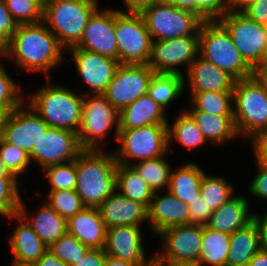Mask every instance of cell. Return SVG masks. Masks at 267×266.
<instances>
[{"instance_id": "cell-1", "label": "cell", "mask_w": 267, "mask_h": 266, "mask_svg": "<svg viewBox=\"0 0 267 266\" xmlns=\"http://www.w3.org/2000/svg\"><path fill=\"white\" fill-rule=\"evenodd\" d=\"M65 50L42 20L18 25L6 57L12 58L22 71L44 73L49 78V71L62 62Z\"/></svg>"}, {"instance_id": "cell-2", "label": "cell", "mask_w": 267, "mask_h": 266, "mask_svg": "<svg viewBox=\"0 0 267 266\" xmlns=\"http://www.w3.org/2000/svg\"><path fill=\"white\" fill-rule=\"evenodd\" d=\"M104 150H83L75 159V191L86 207H99L117 190V161Z\"/></svg>"}, {"instance_id": "cell-3", "label": "cell", "mask_w": 267, "mask_h": 266, "mask_svg": "<svg viewBox=\"0 0 267 266\" xmlns=\"http://www.w3.org/2000/svg\"><path fill=\"white\" fill-rule=\"evenodd\" d=\"M47 86L34 92L27 105L35 111L49 127L63 128L78 133L83 111L84 95L74 93L63 85Z\"/></svg>"}, {"instance_id": "cell-4", "label": "cell", "mask_w": 267, "mask_h": 266, "mask_svg": "<svg viewBox=\"0 0 267 266\" xmlns=\"http://www.w3.org/2000/svg\"><path fill=\"white\" fill-rule=\"evenodd\" d=\"M97 0H47L43 21L65 48L75 46L81 39L88 20L98 8Z\"/></svg>"}, {"instance_id": "cell-5", "label": "cell", "mask_w": 267, "mask_h": 266, "mask_svg": "<svg viewBox=\"0 0 267 266\" xmlns=\"http://www.w3.org/2000/svg\"><path fill=\"white\" fill-rule=\"evenodd\" d=\"M234 124L239 137L250 141L267 133V91L253 77L235 80L233 86Z\"/></svg>"}, {"instance_id": "cell-6", "label": "cell", "mask_w": 267, "mask_h": 266, "mask_svg": "<svg viewBox=\"0 0 267 266\" xmlns=\"http://www.w3.org/2000/svg\"><path fill=\"white\" fill-rule=\"evenodd\" d=\"M199 55L235 80L253 76V68L235 47L227 29L218 21H203L199 29Z\"/></svg>"}, {"instance_id": "cell-7", "label": "cell", "mask_w": 267, "mask_h": 266, "mask_svg": "<svg viewBox=\"0 0 267 266\" xmlns=\"http://www.w3.org/2000/svg\"><path fill=\"white\" fill-rule=\"evenodd\" d=\"M117 141L120 147L115 153L113 151L117 164L132 166L137 160L158 158L169 152L168 124L119 129Z\"/></svg>"}, {"instance_id": "cell-8", "label": "cell", "mask_w": 267, "mask_h": 266, "mask_svg": "<svg viewBox=\"0 0 267 266\" xmlns=\"http://www.w3.org/2000/svg\"><path fill=\"white\" fill-rule=\"evenodd\" d=\"M153 41L199 36L203 20L194 12L171 3H153L139 12Z\"/></svg>"}, {"instance_id": "cell-9", "label": "cell", "mask_w": 267, "mask_h": 266, "mask_svg": "<svg viewBox=\"0 0 267 266\" xmlns=\"http://www.w3.org/2000/svg\"><path fill=\"white\" fill-rule=\"evenodd\" d=\"M115 35L120 64H148L153 40L139 12L115 10Z\"/></svg>"}, {"instance_id": "cell-10", "label": "cell", "mask_w": 267, "mask_h": 266, "mask_svg": "<svg viewBox=\"0 0 267 266\" xmlns=\"http://www.w3.org/2000/svg\"><path fill=\"white\" fill-rule=\"evenodd\" d=\"M114 124L117 140L119 112L103 94H84L81 124L78 130L80 147L83 150H102L99 144L105 140L104 137Z\"/></svg>"}, {"instance_id": "cell-11", "label": "cell", "mask_w": 267, "mask_h": 266, "mask_svg": "<svg viewBox=\"0 0 267 266\" xmlns=\"http://www.w3.org/2000/svg\"><path fill=\"white\" fill-rule=\"evenodd\" d=\"M154 73L148 64H120L103 95L119 112L147 94Z\"/></svg>"}, {"instance_id": "cell-12", "label": "cell", "mask_w": 267, "mask_h": 266, "mask_svg": "<svg viewBox=\"0 0 267 266\" xmlns=\"http://www.w3.org/2000/svg\"><path fill=\"white\" fill-rule=\"evenodd\" d=\"M228 31L244 60L254 68L267 42V27L249 19L242 12L229 11L218 20Z\"/></svg>"}, {"instance_id": "cell-13", "label": "cell", "mask_w": 267, "mask_h": 266, "mask_svg": "<svg viewBox=\"0 0 267 266\" xmlns=\"http://www.w3.org/2000/svg\"><path fill=\"white\" fill-rule=\"evenodd\" d=\"M198 55L199 36H185L153 41L148 65L155 73L184 76L177 67L186 65L188 70L190 64Z\"/></svg>"}, {"instance_id": "cell-14", "label": "cell", "mask_w": 267, "mask_h": 266, "mask_svg": "<svg viewBox=\"0 0 267 266\" xmlns=\"http://www.w3.org/2000/svg\"><path fill=\"white\" fill-rule=\"evenodd\" d=\"M82 151L78 133L68 129L49 127L34 146L29 157L31 162L35 161L44 170L49 166L74 161Z\"/></svg>"}, {"instance_id": "cell-15", "label": "cell", "mask_w": 267, "mask_h": 266, "mask_svg": "<svg viewBox=\"0 0 267 266\" xmlns=\"http://www.w3.org/2000/svg\"><path fill=\"white\" fill-rule=\"evenodd\" d=\"M203 225H177L162 230L163 250L154 254V261H179L198 263L202 245Z\"/></svg>"}, {"instance_id": "cell-16", "label": "cell", "mask_w": 267, "mask_h": 266, "mask_svg": "<svg viewBox=\"0 0 267 266\" xmlns=\"http://www.w3.org/2000/svg\"><path fill=\"white\" fill-rule=\"evenodd\" d=\"M26 103L9 112L1 138L30 154L49 126ZM25 109L28 110H24ZM27 107V108H26Z\"/></svg>"}, {"instance_id": "cell-17", "label": "cell", "mask_w": 267, "mask_h": 266, "mask_svg": "<svg viewBox=\"0 0 267 266\" xmlns=\"http://www.w3.org/2000/svg\"><path fill=\"white\" fill-rule=\"evenodd\" d=\"M118 60L115 9L97 8L90 16L80 41L73 47Z\"/></svg>"}, {"instance_id": "cell-18", "label": "cell", "mask_w": 267, "mask_h": 266, "mask_svg": "<svg viewBox=\"0 0 267 266\" xmlns=\"http://www.w3.org/2000/svg\"><path fill=\"white\" fill-rule=\"evenodd\" d=\"M75 62L83 83L89 88L87 94H103L120 65L118 60L80 48H67Z\"/></svg>"}, {"instance_id": "cell-19", "label": "cell", "mask_w": 267, "mask_h": 266, "mask_svg": "<svg viewBox=\"0 0 267 266\" xmlns=\"http://www.w3.org/2000/svg\"><path fill=\"white\" fill-rule=\"evenodd\" d=\"M143 232L140 226L125 225L107 228L104 251L106 255L127 261L135 266H154V256H145Z\"/></svg>"}, {"instance_id": "cell-20", "label": "cell", "mask_w": 267, "mask_h": 266, "mask_svg": "<svg viewBox=\"0 0 267 266\" xmlns=\"http://www.w3.org/2000/svg\"><path fill=\"white\" fill-rule=\"evenodd\" d=\"M147 209L149 227L156 235L166 228L189 224L188 205L168 190L162 196L154 192Z\"/></svg>"}, {"instance_id": "cell-21", "label": "cell", "mask_w": 267, "mask_h": 266, "mask_svg": "<svg viewBox=\"0 0 267 266\" xmlns=\"http://www.w3.org/2000/svg\"><path fill=\"white\" fill-rule=\"evenodd\" d=\"M100 216L107 228L114 226H140L148 221V209L115 191L99 207Z\"/></svg>"}, {"instance_id": "cell-22", "label": "cell", "mask_w": 267, "mask_h": 266, "mask_svg": "<svg viewBox=\"0 0 267 266\" xmlns=\"http://www.w3.org/2000/svg\"><path fill=\"white\" fill-rule=\"evenodd\" d=\"M186 72L190 93L233 92L235 79L200 55L190 64Z\"/></svg>"}, {"instance_id": "cell-23", "label": "cell", "mask_w": 267, "mask_h": 266, "mask_svg": "<svg viewBox=\"0 0 267 266\" xmlns=\"http://www.w3.org/2000/svg\"><path fill=\"white\" fill-rule=\"evenodd\" d=\"M67 232L89 249H103L107 227L97 207H85L67 220Z\"/></svg>"}, {"instance_id": "cell-24", "label": "cell", "mask_w": 267, "mask_h": 266, "mask_svg": "<svg viewBox=\"0 0 267 266\" xmlns=\"http://www.w3.org/2000/svg\"><path fill=\"white\" fill-rule=\"evenodd\" d=\"M245 196L236 195L213 211L206 226L231 235L252 222L254 213L249 212L250 203Z\"/></svg>"}, {"instance_id": "cell-25", "label": "cell", "mask_w": 267, "mask_h": 266, "mask_svg": "<svg viewBox=\"0 0 267 266\" xmlns=\"http://www.w3.org/2000/svg\"><path fill=\"white\" fill-rule=\"evenodd\" d=\"M9 218L19 220L9 239L14 255L13 263L35 264L49 250V247L20 215L14 214L9 216Z\"/></svg>"}, {"instance_id": "cell-26", "label": "cell", "mask_w": 267, "mask_h": 266, "mask_svg": "<svg viewBox=\"0 0 267 266\" xmlns=\"http://www.w3.org/2000/svg\"><path fill=\"white\" fill-rule=\"evenodd\" d=\"M39 209L33 217H28L29 213H27L28 211L21 198L17 214L29 224L39 238L49 247L67 233V220L54 211L47 203L42 204Z\"/></svg>"}, {"instance_id": "cell-27", "label": "cell", "mask_w": 267, "mask_h": 266, "mask_svg": "<svg viewBox=\"0 0 267 266\" xmlns=\"http://www.w3.org/2000/svg\"><path fill=\"white\" fill-rule=\"evenodd\" d=\"M151 124H169L165 110L148 94L119 111V129H133Z\"/></svg>"}, {"instance_id": "cell-28", "label": "cell", "mask_w": 267, "mask_h": 266, "mask_svg": "<svg viewBox=\"0 0 267 266\" xmlns=\"http://www.w3.org/2000/svg\"><path fill=\"white\" fill-rule=\"evenodd\" d=\"M195 121L207 142L223 145L238 138L234 116L212 115L200 111H186Z\"/></svg>"}, {"instance_id": "cell-29", "label": "cell", "mask_w": 267, "mask_h": 266, "mask_svg": "<svg viewBox=\"0 0 267 266\" xmlns=\"http://www.w3.org/2000/svg\"><path fill=\"white\" fill-rule=\"evenodd\" d=\"M205 172L198 164L187 161L178 170L172 171L168 191L189 205L200 194L201 180Z\"/></svg>"}, {"instance_id": "cell-30", "label": "cell", "mask_w": 267, "mask_h": 266, "mask_svg": "<svg viewBox=\"0 0 267 266\" xmlns=\"http://www.w3.org/2000/svg\"><path fill=\"white\" fill-rule=\"evenodd\" d=\"M259 250V233L252 221L230 235L226 266H248L249 261Z\"/></svg>"}, {"instance_id": "cell-31", "label": "cell", "mask_w": 267, "mask_h": 266, "mask_svg": "<svg viewBox=\"0 0 267 266\" xmlns=\"http://www.w3.org/2000/svg\"><path fill=\"white\" fill-rule=\"evenodd\" d=\"M230 248V235L203 225L202 245L199 253L200 266H226Z\"/></svg>"}, {"instance_id": "cell-32", "label": "cell", "mask_w": 267, "mask_h": 266, "mask_svg": "<svg viewBox=\"0 0 267 266\" xmlns=\"http://www.w3.org/2000/svg\"><path fill=\"white\" fill-rule=\"evenodd\" d=\"M185 77L179 74L154 73L147 94L166 110L184 92Z\"/></svg>"}, {"instance_id": "cell-33", "label": "cell", "mask_w": 267, "mask_h": 266, "mask_svg": "<svg viewBox=\"0 0 267 266\" xmlns=\"http://www.w3.org/2000/svg\"><path fill=\"white\" fill-rule=\"evenodd\" d=\"M116 175L117 191L148 208L154 192L135 169L132 166L117 164Z\"/></svg>"}, {"instance_id": "cell-34", "label": "cell", "mask_w": 267, "mask_h": 266, "mask_svg": "<svg viewBox=\"0 0 267 266\" xmlns=\"http://www.w3.org/2000/svg\"><path fill=\"white\" fill-rule=\"evenodd\" d=\"M175 119L173 126L168 124V151H173L170 150L173 141L186 149H196L207 142L195 121L184 109Z\"/></svg>"}, {"instance_id": "cell-35", "label": "cell", "mask_w": 267, "mask_h": 266, "mask_svg": "<svg viewBox=\"0 0 267 266\" xmlns=\"http://www.w3.org/2000/svg\"><path fill=\"white\" fill-rule=\"evenodd\" d=\"M192 107L185 111H200L212 115L233 116V92L190 93Z\"/></svg>"}, {"instance_id": "cell-36", "label": "cell", "mask_w": 267, "mask_h": 266, "mask_svg": "<svg viewBox=\"0 0 267 266\" xmlns=\"http://www.w3.org/2000/svg\"><path fill=\"white\" fill-rule=\"evenodd\" d=\"M167 154L168 152L161 157L136 162L132 165L153 192H159L165 187L168 190L172 171L170 164L165 159Z\"/></svg>"}, {"instance_id": "cell-37", "label": "cell", "mask_w": 267, "mask_h": 266, "mask_svg": "<svg viewBox=\"0 0 267 266\" xmlns=\"http://www.w3.org/2000/svg\"><path fill=\"white\" fill-rule=\"evenodd\" d=\"M234 190L233 185L227 182L225 178L203 174L200 194L213 210L220 208L225 202L234 197L236 195Z\"/></svg>"}, {"instance_id": "cell-38", "label": "cell", "mask_w": 267, "mask_h": 266, "mask_svg": "<svg viewBox=\"0 0 267 266\" xmlns=\"http://www.w3.org/2000/svg\"><path fill=\"white\" fill-rule=\"evenodd\" d=\"M173 5L196 13L203 21L223 18L229 11V0H173Z\"/></svg>"}, {"instance_id": "cell-39", "label": "cell", "mask_w": 267, "mask_h": 266, "mask_svg": "<svg viewBox=\"0 0 267 266\" xmlns=\"http://www.w3.org/2000/svg\"><path fill=\"white\" fill-rule=\"evenodd\" d=\"M47 197L46 203L66 220L86 207L75 190L49 191Z\"/></svg>"}, {"instance_id": "cell-40", "label": "cell", "mask_w": 267, "mask_h": 266, "mask_svg": "<svg viewBox=\"0 0 267 266\" xmlns=\"http://www.w3.org/2000/svg\"><path fill=\"white\" fill-rule=\"evenodd\" d=\"M13 19L20 24L36 23L43 20L47 0H4Z\"/></svg>"}, {"instance_id": "cell-41", "label": "cell", "mask_w": 267, "mask_h": 266, "mask_svg": "<svg viewBox=\"0 0 267 266\" xmlns=\"http://www.w3.org/2000/svg\"><path fill=\"white\" fill-rule=\"evenodd\" d=\"M43 172L51 185L49 191L75 190L77 185L75 160L46 167Z\"/></svg>"}, {"instance_id": "cell-42", "label": "cell", "mask_w": 267, "mask_h": 266, "mask_svg": "<svg viewBox=\"0 0 267 266\" xmlns=\"http://www.w3.org/2000/svg\"><path fill=\"white\" fill-rule=\"evenodd\" d=\"M89 250L68 232L49 246V251L69 266L78 263V260L84 257Z\"/></svg>"}, {"instance_id": "cell-43", "label": "cell", "mask_w": 267, "mask_h": 266, "mask_svg": "<svg viewBox=\"0 0 267 266\" xmlns=\"http://www.w3.org/2000/svg\"><path fill=\"white\" fill-rule=\"evenodd\" d=\"M18 184L15 176H0V215L17 214L21 200Z\"/></svg>"}, {"instance_id": "cell-44", "label": "cell", "mask_w": 267, "mask_h": 266, "mask_svg": "<svg viewBox=\"0 0 267 266\" xmlns=\"http://www.w3.org/2000/svg\"><path fill=\"white\" fill-rule=\"evenodd\" d=\"M0 158L9 173L13 174L17 179L19 175L25 172L31 163L29 154L23 149L5 142L0 137Z\"/></svg>"}, {"instance_id": "cell-45", "label": "cell", "mask_w": 267, "mask_h": 266, "mask_svg": "<svg viewBox=\"0 0 267 266\" xmlns=\"http://www.w3.org/2000/svg\"><path fill=\"white\" fill-rule=\"evenodd\" d=\"M24 96L5 68H0V106L11 112L24 103Z\"/></svg>"}, {"instance_id": "cell-46", "label": "cell", "mask_w": 267, "mask_h": 266, "mask_svg": "<svg viewBox=\"0 0 267 266\" xmlns=\"http://www.w3.org/2000/svg\"><path fill=\"white\" fill-rule=\"evenodd\" d=\"M189 224L206 225L210 216L213 213V209L208 206L205 199L201 195L194 199L189 205Z\"/></svg>"}, {"instance_id": "cell-47", "label": "cell", "mask_w": 267, "mask_h": 266, "mask_svg": "<svg viewBox=\"0 0 267 266\" xmlns=\"http://www.w3.org/2000/svg\"><path fill=\"white\" fill-rule=\"evenodd\" d=\"M257 174L251 180L249 190L256 198L267 199V167L261 166L257 161Z\"/></svg>"}, {"instance_id": "cell-48", "label": "cell", "mask_w": 267, "mask_h": 266, "mask_svg": "<svg viewBox=\"0 0 267 266\" xmlns=\"http://www.w3.org/2000/svg\"><path fill=\"white\" fill-rule=\"evenodd\" d=\"M242 13L254 22L267 27V0L251 3Z\"/></svg>"}, {"instance_id": "cell-49", "label": "cell", "mask_w": 267, "mask_h": 266, "mask_svg": "<svg viewBox=\"0 0 267 266\" xmlns=\"http://www.w3.org/2000/svg\"><path fill=\"white\" fill-rule=\"evenodd\" d=\"M18 24L11 16L4 0H0V30L9 38L17 30Z\"/></svg>"}, {"instance_id": "cell-50", "label": "cell", "mask_w": 267, "mask_h": 266, "mask_svg": "<svg viewBox=\"0 0 267 266\" xmlns=\"http://www.w3.org/2000/svg\"><path fill=\"white\" fill-rule=\"evenodd\" d=\"M255 160L264 167H267V133L254 137L251 141Z\"/></svg>"}, {"instance_id": "cell-51", "label": "cell", "mask_w": 267, "mask_h": 266, "mask_svg": "<svg viewBox=\"0 0 267 266\" xmlns=\"http://www.w3.org/2000/svg\"><path fill=\"white\" fill-rule=\"evenodd\" d=\"M106 253L104 249H90L78 263L72 266H104Z\"/></svg>"}, {"instance_id": "cell-52", "label": "cell", "mask_w": 267, "mask_h": 266, "mask_svg": "<svg viewBox=\"0 0 267 266\" xmlns=\"http://www.w3.org/2000/svg\"><path fill=\"white\" fill-rule=\"evenodd\" d=\"M252 221L258 229L260 250L267 253V213L264 216L254 213Z\"/></svg>"}, {"instance_id": "cell-53", "label": "cell", "mask_w": 267, "mask_h": 266, "mask_svg": "<svg viewBox=\"0 0 267 266\" xmlns=\"http://www.w3.org/2000/svg\"><path fill=\"white\" fill-rule=\"evenodd\" d=\"M36 266H69L51 251L47 250L35 263Z\"/></svg>"}, {"instance_id": "cell-54", "label": "cell", "mask_w": 267, "mask_h": 266, "mask_svg": "<svg viewBox=\"0 0 267 266\" xmlns=\"http://www.w3.org/2000/svg\"><path fill=\"white\" fill-rule=\"evenodd\" d=\"M126 12H140L147 6L153 4V0H123Z\"/></svg>"}, {"instance_id": "cell-55", "label": "cell", "mask_w": 267, "mask_h": 266, "mask_svg": "<svg viewBox=\"0 0 267 266\" xmlns=\"http://www.w3.org/2000/svg\"><path fill=\"white\" fill-rule=\"evenodd\" d=\"M253 77L264 87L267 91V66H255L253 68Z\"/></svg>"}, {"instance_id": "cell-56", "label": "cell", "mask_w": 267, "mask_h": 266, "mask_svg": "<svg viewBox=\"0 0 267 266\" xmlns=\"http://www.w3.org/2000/svg\"><path fill=\"white\" fill-rule=\"evenodd\" d=\"M255 1L257 0H229L230 11L242 12L246 7Z\"/></svg>"}, {"instance_id": "cell-57", "label": "cell", "mask_w": 267, "mask_h": 266, "mask_svg": "<svg viewBox=\"0 0 267 266\" xmlns=\"http://www.w3.org/2000/svg\"><path fill=\"white\" fill-rule=\"evenodd\" d=\"M248 266H267V253L259 250L249 261Z\"/></svg>"}, {"instance_id": "cell-58", "label": "cell", "mask_w": 267, "mask_h": 266, "mask_svg": "<svg viewBox=\"0 0 267 266\" xmlns=\"http://www.w3.org/2000/svg\"><path fill=\"white\" fill-rule=\"evenodd\" d=\"M104 266H135L127 261H124L119 258H115L110 255H106L105 265Z\"/></svg>"}, {"instance_id": "cell-59", "label": "cell", "mask_w": 267, "mask_h": 266, "mask_svg": "<svg viewBox=\"0 0 267 266\" xmlns=\"http://www.w3.org/2000/svg\"><path fill=\"white\" fill-rule=\"evenodd\" d=\"M154 266H200L194 262L154 261Z\"/></svg>"}, {"instance_id": "cell-60", "label": "cell", "mask_w": 267, "mask_h": 266, "mask_svg": "<svg viewBox=\"0 0 267 266\" xmlns=\"http://www.w3.org/2000/svg\"><path fill=\"white\" fill-rule=\"evenodd\" d=\"M10 39L0 30V50L6 55Z\"/></svg>"}, {"instance_id": "cell-61", "label": "cell", "mask_w": 267, "mask_h": 266, "mask_svg": "<svg viewBox=\"0 0 267 266\" xmlns=\"http://www.w3.org/2000/svg\"><path fill=\"white\" fill-rule=\"evenodd\" d=\"M8 114L9 112L4 107L0 106V136L2 134V130L4 128Z\"/></svg>"}, {"instance_id": "cell-62", "label": "cell", "mask_w": 267, "mask_h": 266, "mask_svg": "<svg viewBox=\"0 0 267 266\" xmlns=\"http://www.w3.org/2000/svg\"><path fill=\"white\" fill-rule=\"evenodd\" d=\"M256 66H267V42L264 48L263 55L259 61V63Z\"/></svg>"}, {"instance_id": "cell-63", "label": "cell", "mask_w": 267, "mask_h": 266, "mask_svg": "<svg viewBox=\"0 0 267 266\" xmlns=\"http://www.w3.org/2000/svg\"><path fill=\"white\" fill-rule=\"evenodd\" d=\"M0 176H14L13 174L9 173L8 170L5 168L1 158H0Z\"/></svg>"}, {"instance_id": "cell-64", "label": "cell", "mask_w": 267, "mask_h": 266, "mask_svg": "<svg viewBox=\"0 0 267 266\" xmlns=\"http://www.w3.org/2000/svg\"><path fill=\"white\" fill-rule=\"evenodd\" d=\"M153 3H171V4H173V0H153Z\"/></svg>"}, {"instance_id": "cell-65", "label": "cell", "mask_w": 267, "mask_h": 266, "mask_svg": "<svg viewBox=\"0 0 267 266\" xmlns=\"http://www.w3.org/2000/svg\"><path fill=\"white\" fill-rule=\"evenodd\" d=\"M12 266H36L35 264H20V263H12Z\"/></svg>"}, {"instance_id": "cell-66", "label": "cell", "mask_w": 267, "mask_h": 266, "mask_svg": "<svg viewBox=\"0 0 267 266\" xmlns=\"http://www.w3.org/2000/svg\"><path fill=\"white\" fill-rule=\"evenodd\" d=\"M4 57H6V55L0 50V60L1 58H4ZM2 67H3L2 64H0V68Z\"/></svg>"}]
</instances>
